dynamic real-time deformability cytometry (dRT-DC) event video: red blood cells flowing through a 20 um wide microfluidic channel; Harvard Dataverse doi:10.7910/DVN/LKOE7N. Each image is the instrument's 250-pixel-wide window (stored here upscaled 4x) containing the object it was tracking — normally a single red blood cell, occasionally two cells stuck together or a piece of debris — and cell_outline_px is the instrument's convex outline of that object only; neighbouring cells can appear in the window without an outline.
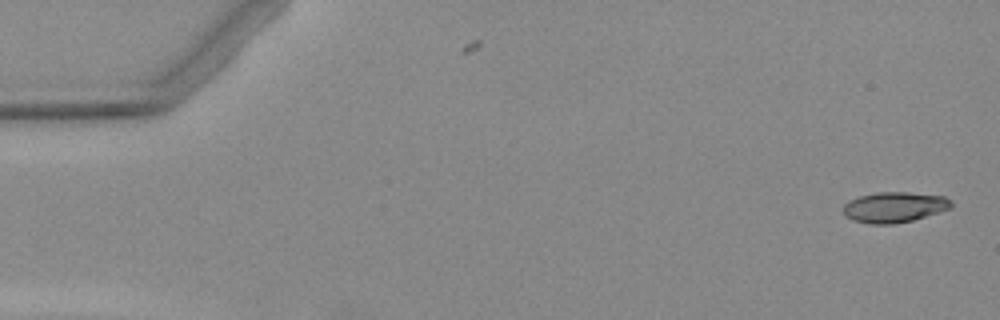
{"species": "Egyptian fruit bat (a non-hibernating species)", "species_latin": "Rousettus aegyptiacus", "temperature_condition": "warm", "stored_images_in_passage": 4, "camera_frame_rate_fps": 3000, "um_per_image_px": 0.085, "animal": {"sex": "female"}, "frame": {"image": 1, "passage_image": 1, "time_ms": 0.0, "image_size_px": [1000, 320], "cell_outline_px": [[952, 208], [912, 220], [892, 224], [868, 224], [852, 220], [844, 216], [844, 204], [848, 200], [860, 196], [876, 192], [908, 192], [944, 196], [952, 200]], "centroid_in_image_um": [76.0, 17.61], "position_along_channel_um": 9.0, "area_um2": 19.31}}